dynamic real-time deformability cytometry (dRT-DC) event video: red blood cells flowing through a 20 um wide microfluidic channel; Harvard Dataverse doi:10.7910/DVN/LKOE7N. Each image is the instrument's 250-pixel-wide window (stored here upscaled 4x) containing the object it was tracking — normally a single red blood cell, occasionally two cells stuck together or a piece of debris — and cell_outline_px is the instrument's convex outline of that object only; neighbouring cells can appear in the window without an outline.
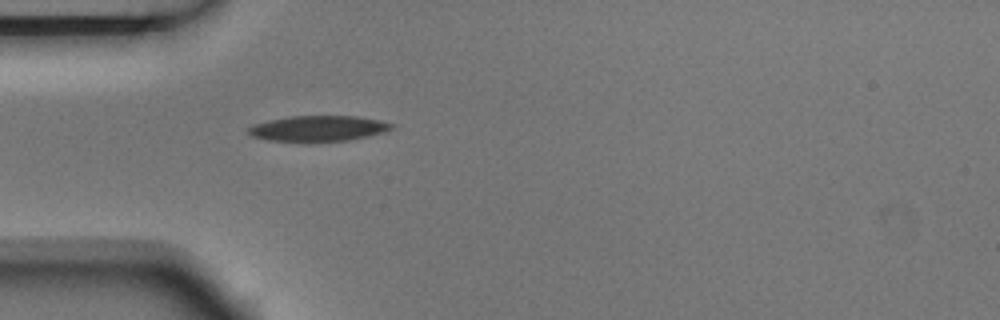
{"species": "Egyptian fruit bat (a non-hibernating species)", "species_latin": "Rousettus aegyptiacus", "temperature_condition": "room temperature", "stored_images_in_passage": 2, "camera_frame_rate_fps": 3000, "um_per_image_px": 0.085, "animal": {"sex": "male"}, "frame": {"image": 1, "passage_image": 2, "time_ms": 0.333, "image_size_px": [1000, 320], "cell_outline_px": [[396, 128], [388, 132], [348, 140], [268, 140], [252, 136], [248, 132], [248, 128], [256, 124], [268, 120], [288, 116], [356, 116], [380, 120], [396, 124]], "centroid_in_image_um": [27.16, 10.89], "position_along_channel_um": 57.8, "area_um2": 21.1}}